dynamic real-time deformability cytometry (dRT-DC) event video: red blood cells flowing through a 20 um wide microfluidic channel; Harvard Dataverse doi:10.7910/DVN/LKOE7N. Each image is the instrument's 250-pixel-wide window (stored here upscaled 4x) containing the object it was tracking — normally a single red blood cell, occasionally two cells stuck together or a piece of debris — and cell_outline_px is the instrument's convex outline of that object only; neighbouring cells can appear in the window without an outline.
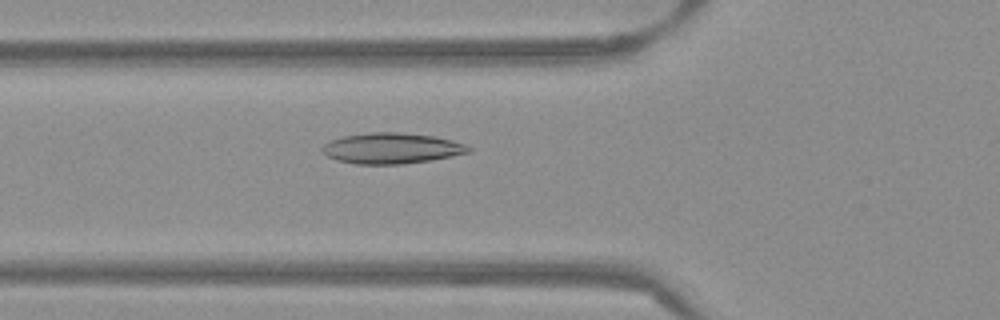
{"species": "Egyptian fruit bat (a non-hibernating species)", "species_latin": "Rousettus aegyptiacus", "temperature_condition": "warm", "stored_images_in_passage": 53, "camera_frame_rate_fps": 3000, "um_per_image_px": 0.085, "frame": {"image": 1, "passage_image": 19, "time_ms": 6.0, "image_size_px": [1000, 320], "cell_outline_px": [[472, 152], [432, 160], [404, 164], [356, 164], [336, 160], [328, 156], [320, 148], [328, 140], [344, 136], [372, 132], [396, 132], [432, 136], [452, 140], [464, 144], [472, 148]], "centroid_in_image_um": [33.28, 12.61], "position_along_channel_um": 92.5, "area_um2": 26.24}}
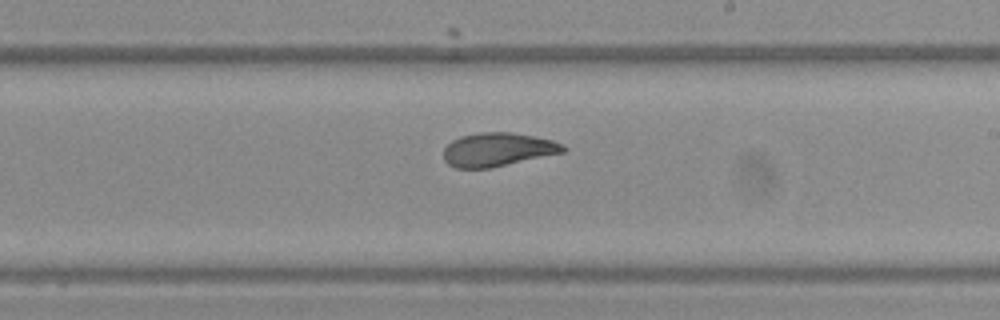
{"frame": {"image": 2, "passage_image": 31, "time_ms": 10.0, "image_size_px": [1000, 320], "cell_outline_px": [[568, 148], [564, 152], [492, 168], [456, 168], [448, 164], [444, 160], [444, 148], [452, 140], [460, 136], [480, 132], [512, 132], [552, 140], [564, 144]], "centroid_in_image_um": [42.31, 12.71], "position_along_channel_um": 246.7, "area_um2": 23.52}}
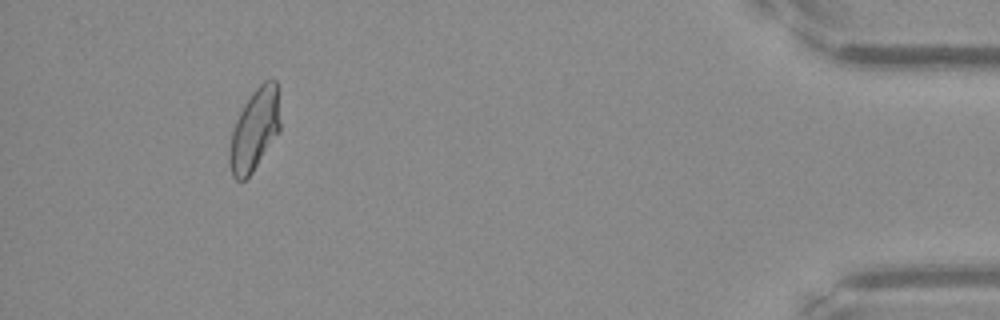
{"frame": {"image": 3, "passage_image": 49, "time_ms": 16.0, "image_size_px": [1000, 320], "cell_outline_px": [[280, 132], [252, 172], [244, 180], [236, 180], [232, 176], [228, 164], [228, 152], [232, 132], [236, 120], [244, 104], [252, 92], [264, 80], [276, 80], [280, 124]], "centroid_in_image_um": [21.62, 11.06], "position_along_channel_um": 413.6, "area_um2": 24.16}, "authors_computed_cell_mechanics": {"area_um2": 24.6228, "velocity_mm_per_s": 3.8418, "shape_relaxation_time_tau1_ms": 10.0193, "shape_relaxation_time_tau2_ms": 1.5411, "deformation_change_tau1": 0.2177, "deformation_change_tau2": 0.0696}}